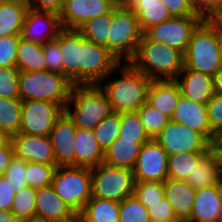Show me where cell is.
<instances>
[{
  "label": "cell",
  "mask_w": 222,
  "mask_h": 222,
  "mask_svg": "<svg viewBox=\"0 0 222 222\" xmlns=\"http://www.w3.org/2000/svg\"><path fill=\"white\" fill-rule=\"evenodd\" d=\"M115 71L121 77L115 78ZM110 76L114 79L109 78ZM151 81L130 62H120L98 85L106 94L113 112L121 114L137 111L147 102Z\"/></svg>",
  "instance_id": "cell-1"
},
{
  "label": "cell",
  "mask_w": 222,
  "mask_h": 222,
  "mask_svg": "<svg viewBox=\"0 0 222 222\" xmlns=\"http://www.w3.org/2000/svg\"><path fill=\"white\" fill-rule=\"evenodd\" d=\"M129 62L151 80H175L184 68V53L143 33Z\"/></svg>",
  "instance_id": "cell-2"
},
{
  "label": "cell",
  "mask_w": 222,
  "mask_h": 222,
  "mask_svg": "<svg viewBox=\"0 0 222 222\" xmlns=\"http://www.w3.org/2000/svg\"><path fill=\"white\" fill-rule=\"evenodd\" d=\"M64 112L77 127L93 130L113 110L104 91L93 84L73 85Z\"/></svg>",
  "instance_id": "cell-3"
},
{
  "label": "cell",
  "mask_w": 222,
  "mask_h": 222,
  "mask_svg": "<svg viewBox=\"0 0 222 222\" xmlns=\"http://www.w3.org/2000/svg\"><path fill=\"white\" fill-rule=\"evenodd\" d=\"M73 84L62 74L43 71H20V99L51 101L65 109Z\"/></svg>",
  "instance_id": "cell-4"
},
{
  "label": "cell",
  "mask_w": 222,
  "mask_h": 222,
  "mask_svg": "<svg viewBox=\"0 0 222 222\" xmlns=\"http://www.w3.org/2000/svg\"><path fill=\"white\" fill-rule=\"evenodd\" d=\"M184 66L211 77L222 67L217 32L207 20H203L191 35L184 53Z\"/></svg>",
  "instance_id": "cell-5"
},
{
  "label": "cell",
  "mask_w": 222,
  "mask_h": 222,
  "mask_svg": "<svg viewBox=\"0 0 222 222\" xmlns=\"http://www.w3.org/2000/svg\"><path fill=\"white\" fill-rule=\"evenodd\" d=\"M109 51L119 62H129L135 55L143 32L131 8L119 3L112 10Z\"/></svg>",
  "instance_id": "cell-6"
},
{
  "label": "cell",
  "mask_w": 222,
  "mask_h": 222,
  "mask_svg": "<svg viewBox=\"0 0 222 222\" xmlns=\"http://www.w3.org/2000/svg\"><path fill=\"white\" fill-rule=\"evenodd\" d=\"M91 169L74 165L58 166L52 180L55 193L78 215L92 197Z\"/></svg>",
  "instance_id": "cell-7"
},
{
  "label": "cell",
  "mask_w": 222,
  "mask_h": 222,
  "mask_svg": "<svg viewBox=\"0 0 222 222\" xmlns=\"http://www.w3.org/2000/svg\"><path fill=\"white\" fill-rule=\"evenodd\" d=\"M92 197L121 202L133 195L135 179L133 170L101 163L91 169Z\"/></svg>",
  "instance_id": "cell-8"
},
{
  "label": "cell",
  "mask_w": 222,
  "mask_h": 222,
  "mask_svg": "<svg viewBox=\"0 0 222 222\" xmlns=\"http://www.w3.org/2000/svg\"><path fill=\"white\" fill-rule=\"evenodd\" d=\"M120 62L106 48L81 34L80 85L99 84Z\"/></svg>",
  "instance_id": "cell-9"
},
{
  "label": "cell",
  "mask_w": 222,
  "mask_h": 222,
  "mask_svg": "<svg viewBox=\"0 0 222 222\" xmlns=\"http://www.w3.org/2000/svg\"><path fill=\"white\" fill-rule=\"evenodd\" d=\"M167 154L207 152L213 145L199 132L170 120L154 138Z\"/></svg>",
  "instance_id": "cell-10"
},
{
  "label": "cell",
  "mask_w": 222,
  "mask_h": 222,
  "mask_svg": "<svg viewBox=\"0 0 222 222\" xmlns=\"http://www.w3.org/2000/svg\"><path fill=\"white\" fill-rule=\"evenodd\" d=\"M64 109L55 102L27 100L22 101L19 133L49 136L56 120Z\"/></svg>",
  "instance_id": "cell-11"
},
{
  "label": "cell",
  "mask_w": 222,
  "mask_h": 222,
  "mask_svg": "<svg viewBox=\"0 0 222 222\" xmlns=\"http://www.w3.org/2000/svg\"><path fill=\"white\" fill-rule=\"evenodd\" d=\"M203 21L200 16L170 17L144 33L152 40L174 47L185 53L193 31Z\"/></svg>",
  "instance_id": "cell-12"
},
{
  "label": "cell",
  "mask_w": 222,
  "mask_h": 222,
  "mask_svg": "<svg viewBox=\"0 0 222 222\" xmlns=\"http://www.w3.org/2000/svg\"><path fill=\"white\" fill-rule=\"evenodd\" d=\"M168 158L167 152L154 138L145 142L133 168L135 181L164 182L168 178Z\"/></svg>",
  "instance_id": "cell-13"
},
{
  "label": "cell",
  "mask_w": 222,
  "mask_h": 222,
  "mask_svg": "<svg viewBox=\"0 0 222 222\" xmlns=\"http://www.w3.org/2000/svg\"><path fill=\"white\" fill-rule=\"evenodd\" d=\"M119 0H64L59 14L62 28L79 29L86 21L110 13Z\"/></svg>",
  "instance_id": "cell-14"
},
{
  "label": "cell",
  "mask_w": 222,
  "mask_h": 222,
  "mask_svg": "<svg viewBox=\"0 0 222 222\" xmlns=\"http://www.w3.org/2000/svg\"><path fill=\"white\" fill-rule=\"evenodd\" d=\"M61 29L59 14L28 9L22 27L21 38L43 45L47 41L57 38Z\"/></svg>",
  "instance_id": "cell-15"
},
{
  "label": "cell",
  "mask_w": 222,
  "mask_h": 222,
  "mask_svg": "<svg viewBox=\"0 0 222 222\" xmlns=\"http://www.w3.org/2000/svg\"><path fill=\"white\" fill-rule=\"evenodd\" d=\"M77 126L64 112L53 125L49 138L57 166H75V136Z\"/></svg>",
  "instance_id": "cell-16"
},
{
  "label": "cell",
  "mask_w": 222,
  "mask_h": 222,
  "mask_svg": "<svg viewBox=\"0 0 222 222\" xmlns=\"http://www.w3.org/2000/svg\"><path fill=\"white\" fill-rule=\"evenodd\" d=\"M9 140L12 142L15 157L25 162L56 164L49 136L17 133Z\"/></svg>",
  "instance_id": "cell-17"
},
{
  "label": "cell",
  "mask_w": 222,
  "mask_h": 222,
  "mask_svg": "<svg viewBox=\"0 0 222 222\" xmlns=\"http://www.w3.org/2000/svg\"><path fill=\"white\" fill-rule=\"evenodd\" d=\"M171 120L201 133L213 146L217 136L212 132L206 104L180 96Z\"/></svg>",
  "instance_id": "cell-18"
},
{
  "label": "cell",
  "mask_w": 222,
  "mask_h": 222,
  "mask_svg": "<svg viewBox=\"0 0 222 222\" xmlns=\"http://www.w3.org/2000/svg\"><path fill=\"white\" fill-rule=\"evenodd\" d=\"M35 217L49 222H78V214L55 193L52 185L36 189Z\"/></svg>",
  "instance_id": "cell-19"
},
{
  "label": "cell",
  "mask_w": 222,
  "mask_h": 222,
  "mask_svg": "<svg viewBox=\"0 0 222 222\" xmlns=\"http://www.w3.org/2000/svg\"><path fill=\"white\" fill-rule=\"evenodd\" d=\"M56 39L60 44L62 75L73 85H80L81 33L77 29L62 28Z\"/></svg>",
  "instance_id": "cell-20"
},
{
  "label": "cell",
  "mask_w": 222,
  "mask_h": 222,
  "mask_svg": "<svg viewBox=\"0 0 222 222\" xmlns=\"http://www.w3.org/2000/svg\"><path fill=\"white\" fill-rule=\"evenodd\" d=\"M175 81L179 84L181 95L202 104H207L215 94L213 77L184 66Z\"/></svg>",
  "instance_id": "cell-21"
},
{
  "label": "cell",
  "mask_w": 222,
  "mask_h": 222,
  "mask_svg": "<svg viewBox=\"0 0 222 222\" xmlns=\"http://www.w3.org/2000/svg\"><path fill=\"white\" fill-rule=\"evenodd\" d=\"M222 184L196 189L190 218L186 222H218Z\"/></svg>",
  "instance_id": "cell-22"
},
{
  "label": "cell",
  "mask_w": 222,
  "mask_h": 222,
  "mask_svg": "<svg viewBox=\"0 0 222 222\" xmlns=\"http://www.w3.org/2000/svg\"><path fill=\"white\" fill-rule=\"evenodd\" d=\"M186 182L195 190L222 184L220 155L214 146L198 160Z\"/></svg>",
  "instance_id": "cell-23"
},
{
  "label": "cell",
  "mask_w": 222,
  "mask_h": 222,
  "mask_svg": "<svg viewBox=\"0 0 222 222\" xmlns=\"http://www.w3.org/2000/svg\"><path fill=\"white\" fill-rule=\"evenodd\" d=\"M196 190L183 180L167 178L164 181V196L171 203L180 222H186L191 215Z\"/></svg>",
  "instance_id": "cell-24"
},
{
  "label": "cell",
  "mask_w": 222,
  "mask_h": 222,
  "mask_svg": "<svg viewBox=\"0 0 222 222\" xmlns=\"http://www.w3.org/2000/svg\"><path fill=\"white\" fill-rule=\"evenodd\" d=\"M180 96L181 90L175 80H152L147 91V102L172 118Z\"/></svg>",
  "instance_id": "cell-25"
},
{
  "label": "cell",
  "mask_w": 222,
  "mask_h": 222,
  "mask_svg": "<svg viewBox=\"0 0 222 222\" xmlns=\"http://www.w3.org/2000/svg\"><path fill=\"white\" fill-rule=\"evenodd\" d=\"M104 161V152L93 130L77 127L75 136V166L95 168Z\"/></svg>",
  "instance_id": "cell-26"
},
{
  "label": "cell",
  "mask_w": 222,
  "mask_h": 222,
  "mask_svg": "<svg viewBox=\"0 0 222 222\" xmlns=\"http://www.w3.org/2000/svg\"><path fill=\"white\" fill-rule=\"evenodd\" d=\"M149 140H128L118 137L104 152V161L111 166L133 170L141 146Z\"/></svg>",
  "instance_id": "cell-27"
},
{
  "label": "cell",
  "mask_w": 222,
  "mask_h": 222,
  "mask_svg": "<svg viewBox=\"0 0 222 222\" xmlns=\"http://www.w3.org/2000/svg\"><path fill=\"white\" fill-rule=\"evenodd\" d=\"M120 202L91 197L82 212L79 222H119Z\"/></svg>",
  "instance_id": "cell-28"
},
{
  "label": "cell",
  "mask_w": 222,
  "mask_h": 222,
  "mask_svg": "<svg viewBox=\"0 0 222 222\" xmlns=\"http://www.w3.org/2000/svg\"><path fill=\"white\" fill-rule=\"evenodd\" d=\"M131 9L136 15L143 33L150 27L160 24L172 17L160 0L137 1Z\"/></svg>",
  "instance_id": "cell-29"
},
{
  "label": "cell",
  "mask_w": 222,
  "mask_h": 222,
  "mask_svg": "<svg viewBox=\"0 0 222 222\" xmlns=\"http://www.w3.org/2000/svg\"><path fill=\"white\" fill-rule=\"evenodd\" d=\"M16 68L19 71L46 70L43 45L20 38L16 53Z\"/></svg>",
  "instance_id": "cell-30"
},
{
  "label": "cell",
  "mask_w": 222,
  "mask_h": 222,
  "mask_svg": "<svg viewBox=\"0 0 222 222\" xmlns=\"http://www.w3.org/2000/svg\"><path fill=\"white\" fill-rule=\"evenodd\" d=\"M27 9L0 2V37L21 35Z\"/></svg>",
  "instance_id": "cell-31"
},
{
  "label": "cell",
  "mask_w": 222,
  "mask_h": 222,
  "mask_svg": "<svg viewBox=\"0 0 222 222\" xmlns=\"http://www.w3.org/2000/svg\"><path fill=\"white\" fill-rule=\"evenodd\" d=\"M21 111V99L0 97V132H3L8 138L19 133Z\"/></svg>",
  "instance_id": "cell-32"
},
{
  "label": "cell",
  "mask_w": 222,
  "mask_h": 222,
  "mask_svg": "<svg viewBox=\"0 0 222 222\" xmlns=\"http://www.w3.org/2000/svg\"><path fill=\"white\" fill-rule=\"evenodd\" d=\"M112 11L86 21L78 31L88 40L109 50Z\"/></svg>",
  "instance_id": "cell-33"
},
{
  "label": "cell",
  "mask_w": 222,
  "mask_h": 222,
  "mask_svg": "<svg viewBox=\"0 0 222 222\" xmlns=\"http://www.w3.org/2000/svg\"><path fill=\"white\" fill-rule=\"evenodd\" d=\"M206 152H182L168 158V178L186 181L195 164Z\"/></svg>",
  "instance_id": "cell-34"
},
{
  "label": "cell",
  "mask_w": 222,
  "mask_h": 222,
  "mask_svg": "<svg viewBox=\"0 0 222 222\" xmlns=\"http://www.w3.org/2000/svg\"><path fill=\"white\" fill-rule=\"evenodd\" d=\"M120 123L121 114L112 112L93 129L95 138L103 152L119 137Z\"/></svg>",
  "instance_id": "cell-35"
},
{
  "label": "cell",
  "mask_w": 222,
  "mask_h": 222,
  "mask_svg": "<svg viewBox=\"0 0 222 222\" xmlns=\"http://www.w3.org/2000/svg\"><path fill=\"white\" fill-rule=\"evenodd\" d=\"M56 164L25 162V179L27 186L38 189L52 184Z\"/></svg>",
  "instance_id": "cell-36"
},
{
  "label": "cell",
  "mask_w": 222,
  "mask_h": 222,
  "mask_svg": "<svg viewBox=\"0 0 222 222\" xmlns=\"http://www.w3.org/2000/svg\"><path fill=\"white\" fill-rule=\"evenodd\" d=\"M36 189L29 186L16 192L11 211L20 220L24 221L35 217Z\"/></svg>",
  "instance_id": "cell-37"
},
{
  "label": "cell",
  "mask_w": 222,
  "mask_h": 222,
  "mask_svg": "<svg viewBox=\"0 0 222 222\" xmlns=\"http://www.w3.org/2000/svg\"><path fill=\"white\" fill-rule=\"evenodd\" d=\"M137 111L140 115L144 129L150 138H155V136L171 120L170 117L155 109L148 102L144 103Z\"/></svg>",
  "instance_id": "cell-38"
},
{
  "label": "cell",
  "mask_w": 222,
  "mask_h": 222,
  "mask_svg": "<svg viewBox=\"0 0 222 222\" xmlns=\"http://www.w3.org/2000/svg\"><path fill=\"white\" fill-rule=\"evenodd\" d=\"M119 137L128 140H150L138 111L121 113Z\"/></svg>",
  "instance_id": "cell-39"
},
{
  "label": "cell",
  "mask_w": 222,
  "mask_h": 222,
  "mask_svg": "<svg viewBox=\"0 0 222 222\" xmlns=\"http://www.w3.org/2000/svg\"><path fill=\"white\" fill-rule=\"evenodd\" d=\"M133 195L146 207L153 205L164 197V182L135 181Z\"/></svg>",
  "instance_id": "cell-40"
},
{
  "label": "cell",
  "mask_w": 222,
  "mask_h": 222,
  "mask_svg": "<svg viewBox=\"0 0 222 222\" xmlns=\"http://www.w3.org/2000/svg\"><path fill=\"white\" fill-rule=\"evenodd\" d=\"M119 222H150L147 208L134 196L120 202Z\"/></svg>",
  "instance_id": "cell-41"
},
{
  "label": "cell",
  "mask_w": 222,
  "mask_h": 222,
  "mask_svg": "<svg viewBox=\"0 0 222 222\" xmlns=\"http://www.w3.org/2000/svg\"><path fill=\"white\" fill-rule=\"evenodd\" d=\"M19 73L16 67H0V97L20 99Z\"/></svg>",
  "instance_id": "cell-42"
},
{
  "label": "cell",
  "mask_w": 222,
  "mask_h": 222,
  "mask_svg": "<svg viewBox=\"0 0 222 222\" xmlns=\"http://www.w3.org/2000/svg\"><path fill=\"white\" fill-rule=\"evenodd\" d=\"M21 35L0 37V67H16V53Z\"/></svg>",
  "instance_id": "cell-43"
},
{
  "label": "cell",
  "mask_w": 222,
  "mask_h": 222,
  "mask_svg": "<svg viewBox=\"0 0 222 222\" xmlns=\"http://www.w3.org/2000/svg\"><path fill=\"white\" fill-rule=\"evenodd\" d=\"M8 182L12 185L15 192H19L22 188L27 187L25 179V161L17 157H13L11 162L3 174Z\"/></svg>",
  "instance_id": "cell-44"
},
{
  "label": "cell",
  "mask_w": 222,
  "mask_h": 222,
  "mask_svg": "<svg viewBox=\"0 0 222 222\" xmlns=\"http://www.w3.org/2000/svg\"><path fill=\"white\" fill-rule=\"evenodd\" d=\"M147 210L150 222H180L174 213L171 203L165 196L160 202L149 205Z\"/></svg>",
  "instance_id": "cell-45"
},
{
  "label": "cell",
  "mask_w": 222,
  "mask_h": 222,
  "mask_svg": "<svg viewBox=\"0 0 222 222\" xmlns=\"http://www.w3.org/2000/svg\"><path fill=\"white\" fill-rule=\"evenodd\" d=\"M43 53L46 63V70L62 74L60 44L56 38L43 44Z\"/></svg>",
  "instance_id": "cell-46"
},
{
  "label": "cell",
  "mask_w": 222,
  "mask_h": 222,
  "mask_svg": "<svg viewBox=\"0 0 222 222\" xmlns=\"http://www.w3.org/2000/svg\"><path fill=\"white\" fill-rule=\"evenodd\" d=\"M206 106L211 130L218 137L222 133V96L214 94Z\"/></svg>",
  "instance_id": "cell-47"
},
{
  "label": "cell",
  "mask_w": 222,
  "mask_h": 222,
  "mask_svg": "<svg viewBox=\"0 0 222 222\" xmlns=\"http://www.w3.org/2000/svg\"><path fill=\"white\" fill-rule=\"evenodd\" d=\"M193 12L207 20L214 12L222 8V0H189Z\"/></svg>",
  "instance_id": "cell-48"
},
{
  "label": "cell",
  "mask_w": 222,
  "mask_h": 222,
  "mask_svg": "<svg viewBox=\"0 0 222 222\" xmlns=\"http://www.w3.org/2000/svg\"><path fill=\"white\" fill-rule=\"evenodd\" d=\"M172 17L198 16L193 12L189 0H160Z\"/></svg>",
  "instance_id": "cell-49"
},
{
  "label": "cell",
  "mask_w": 222,
  "mask_h": 222,
  "mask_svg": "<svg viewBox=\"0 0 222 222\" xmlns=\"http://www.w3.org/2000/svg\"><path fill=\"white\" fill-rule=\"evenodd\" d=\"M16 192L4 175H0V210L11 211Z\"/></svg>",
  "instance_id": "cell-50"
},
{
  "label": "cell",
  "mask_w": 222,
  "mask_h": 222,
  "mask_svg": "<svg viewBox=\"0 0 222 222\" xmlns=\"http://www.w3.org/2000/svg\"><path fill=\"white\" fill-rule=\"evenodd\" d=\"M64 0H32L31 9L37 11H50L60 14Z\"/></svg>",
  "instance_id": "cell-51"
},
{
  "label": "cell",
  "mask_w": 222,
  "mask_h": 222,
  "mask_svg": "<svg viewBox=\"0 0 222 222\" xmlns=\"http://www.w3.org/2000/svg\"><path fill=\"white\" fill-rule=\"evenodd\" d=\"M15 156L12 142L8 140L0 147V175H3L7 166Z\"/></svg>",
  "instance_id": "cell-52"
},
{
  "label": "cell",
  "mask_w": 222,
  "mask_h": 222,
  "mask_svg": "<svg viewBox=\"0 0 222 222\" xmlns=\"http://www.w3.org/2000/svg\"><path fill=\"white\" fill-rule=\"evenodd\" d=\"M207 21L218 34H222V8L214 12Z\"/></svg>",
  "instance_id": "cell-53"
},
{
  "label": "cell",
  "mask_w": 222,
  "mask_h": 222,
  "mask_svg": "<svg viewBox=\"0 0 222 222\" xmlns=\"http://www.w3.org/2000/svg\"><path fill=\"white\" fill-rule=\"evenodd\" d=\"M213 84L215 94L222 96V67L214 74Z\"/></svg>",
  "instance_id": "cell-54"
},
{
  "label": "cell",
  "mask_w": 222,
  "mask_h": 222,
  "mask_svg": "<svg viewBox=\"0 0 222 222\" xmlns=\"http://www.w3.org/2000/svg\"><path fill=\"white\" fill-rule=\"evenodd\" d=\"M0 222H21L12 211L0 210Z\"/></svg>",
  "instance_id": "cell-55"
},
{
  "label": "cell",
  "mask_w": 222,
  "mask_h": 222,
  "mask_svg": "<svg viewBox=\"0 0 222 222\" xmlns=\"http://www.w3.org/2000/svg\"><path fill=\"white\" fill-rule=\"evenodd\" d=\"M31 1L32 0H2L4 3L19 5L26 8L27 10L31 9Z\"/></svg>",
  "instance_id": "cell-56"
},
{
  "label": "cell",
  "mask_w": 222,
  "mask_h": 222,
  "mask_svg": "<svg viewBox=\"0 0 222 222\" xmlns=\"http://www.w3.org/2000/svg\"><path fill=\"white\" fill-rule=\"evenodd\" d=\"M137 1H141V0H121V4L124 7H128L131 8Z\"/></svg>",
  "instance_id": "cell-57"
},
{
  "label": "cell",
  "mask_w": 222,
  "mask_h": 222,
  "mask_svg": "<svg viewBox=\"0 0 222 222\" xmlns=\"http://www.w3.org/2000/svg\"><path fill=\"white\" fill-rule=\"evenodd\" d=\"M217 45H218V50L222 59V34L217 33Z\"/></svg>",
  "instance_id": "cell-58"
},
{
  "label": "cell",
  "mask_w": 222,
  "mask_h": 222,
  "mask_svg": "<svg viewBox=\"0 0 222 222\" xmlns=\"http://www.w3.org/2000/svg\"><path fill=\"white\" fill-rule=\"evenodd\" d=\"M8 140L9 138L3 132H0V147L4 145Z\"/></svg>",
  "instance_id": "cell-59"
},
{
  "label": "cell",
  "mask_w": 222,
  "mask_h": 222,
  "mask_svg": "<svg viewBox=\"0 0 222 222\" xmlns=\"http://www.w3.org/2000/svg\"><path fill=\"white\" fill-rule=\"evenodd\" d=\"M21 222H49V221H46L42 218L33 217V218H30V219H27V220H24V221H21Z\"/></svg>",
  "instance_id": "cell-60"
},
{
  "label": "cell",
  "mask_w": 222,
  "mask_h": 222,
  "mask_svg": "<svg viewBox=\"0 0 222 222\" xmlns=\"http://www.w3.org/2000/svg\"><path fill=\"white\" fill-rule=\"evenodd\" d=\"M215 148H222V133L218 136L217 141L214 144Z\"/></svg>",
  "instance_id": "cell-61"
},
{
  "label": "cell",
  "mask_w": 222,
  "mask_h": 222,
  "mask_svg": "<svg viewBox=\"0 0 222 222\" xmlns=\"http://www.w3.org/2000/svg\"><path fill=\"white\" fill-rule=\"evenodd\" d=\"M218 154L220 155L221 167H222V148H216Z\"/></svg>",
  "instance_id": "cell-62"
},
{
  "label": "cell",
  "mask_w": 222,
  "mask_h": 222,
  "mask_svg": "<svg viewBox=\"0 0 222 222\" xmlns=\"http://www.w3.org/2000/svg\"><path fill=\"white\" fill-rule=\"evenodd\" d=\"M218 222H222V202H221V206H220V210H219V221Z\"/></svg>",
  "instance_id": "cell-63"
}]
</instances>
